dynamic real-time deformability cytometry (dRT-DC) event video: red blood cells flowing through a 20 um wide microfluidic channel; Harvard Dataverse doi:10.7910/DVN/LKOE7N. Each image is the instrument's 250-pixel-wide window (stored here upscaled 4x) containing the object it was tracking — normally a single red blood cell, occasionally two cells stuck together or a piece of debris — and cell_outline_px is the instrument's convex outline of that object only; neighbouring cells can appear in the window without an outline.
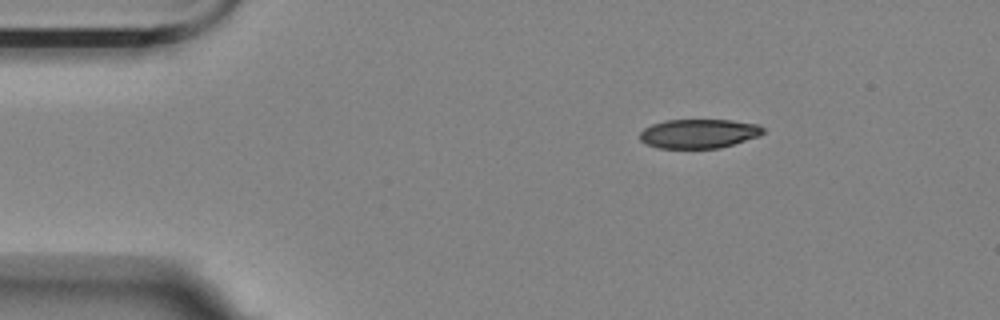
{"species": "Egyptian fruit bat (a non-hibernating species)", "species_latin": "Rousettus aegyptiacus", "temperature_condition": "room temperature", "stored_images_in_passage": 15, "camera_frame_rate_fps": 3000, "um_per_image_px": 0.085, "animal": {"sex": "female"}, "frame": {"image": 1, "passage_image": 1, "time_ms": 0.0, "image_size_px": [1000, 320], "cell_outline_px": [[764, 132], [760, 136], [720, 148], [660, 148], [644, 144], [640, 140], [640, 132], [644, 128], [652, 124], [664, 120], [732, 120], [760, 124], [764, 128]], "centroid_in_image_um": [59.41, 11.35], "position_along_channel_um": 25.6, "area_um2": 21.15}}